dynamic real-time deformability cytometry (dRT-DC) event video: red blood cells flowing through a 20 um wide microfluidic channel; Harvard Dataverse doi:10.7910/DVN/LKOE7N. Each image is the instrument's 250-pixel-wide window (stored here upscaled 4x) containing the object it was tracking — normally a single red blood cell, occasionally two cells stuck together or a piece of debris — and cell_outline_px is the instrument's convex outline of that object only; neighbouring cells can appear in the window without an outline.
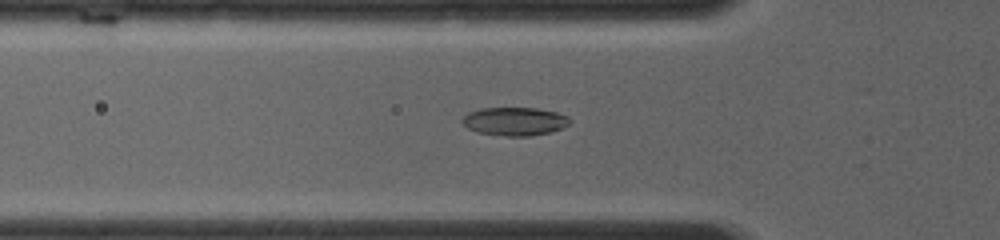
{"species": "common noctule bat (a hibernating species)", "species_latin": "Nyctalus noctula", "temperature_condition": "room temperature", "stored_images_in_passage": 35, "camera_frame_rate_fps": 4000, "um_per_image_px": 0.085, "animal": {"sex": "female", "body_mass_g": 19.0, "forearm_length_mm": 56.7}, "frame": {"image": 1, "passage_image": 3, "time_ms": 0.75, "image_size_px": [1000, 240], "cell_outline_px": [[572, 120], [564, 128], [552, 132], [528, 136], [504, 136], [476, 132], [468, 128], [460, 120], [468, 112], [480, 108], [536, 108], [556, 112], [568, 116]], "centroid_in_image_um": [43.76, 10.32], "position_along_channel_um": 82.0, "area_um2": 17.92}}
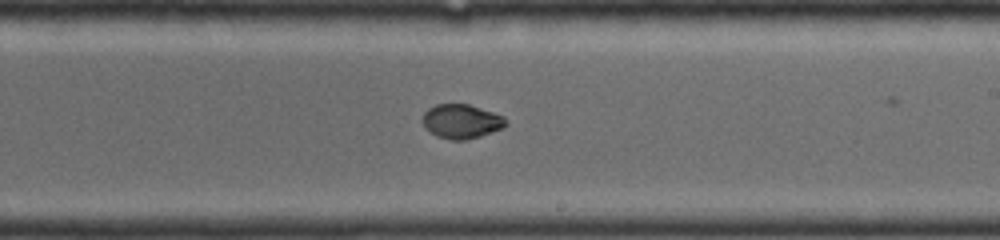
{"frame": {"image": 2, "passage_image": 20, "time_ms": 4.5, "image_size_px": [1000, 240], "cell_outline_px": [[508, 124], [500, 128], [480, 136], [464, 140], [452, 140], [436, 136], [420, 120], [424, 112], [428, 108], [436, 104], [468, 104], [504, 116]], "centroid_in_image_um": [39.19, 10.3], "position_along_channel_um": 249.8, "area_um2": 16.42}}
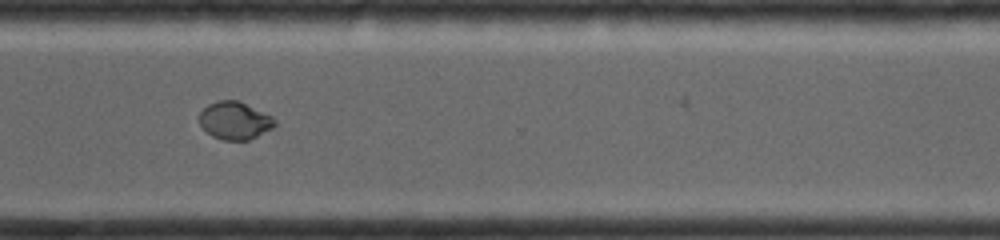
{"frame": {"image": 3, "passage_image": 34, "time_ms": 6.75, "image_size_px": [1000, 240], "cell_outline_px": [[276, 124], [272, 128], [248, 140], [224, 140], [212, 136], [200, 124], [200, 112], [208, 104], [216, 100], [236, 100], [272, 116], [276, 120]], "centroid_in_image_um": [19.95, 10.24], "position_along_channel_um": 350.7, "area_um2": 16.3}}